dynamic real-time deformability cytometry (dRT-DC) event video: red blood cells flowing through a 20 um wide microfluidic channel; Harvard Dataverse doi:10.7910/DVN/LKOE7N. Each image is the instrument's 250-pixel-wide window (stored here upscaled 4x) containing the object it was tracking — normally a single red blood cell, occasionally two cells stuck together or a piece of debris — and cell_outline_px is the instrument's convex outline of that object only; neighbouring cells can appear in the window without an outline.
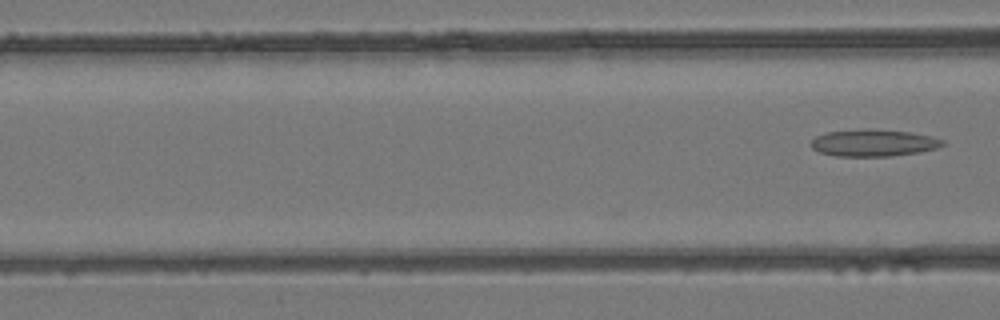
{"species": "common noctule bat (a hibernating species)", "species_latin": "Nyctalus noctula", "temperature_condition": "room temperature", "stored_images_in_passage": 3, "camera_frame_rate_fps": 3000, "um_per_image_px": 0.085, "animal": {"sex": "female", "body_mass_g": 24.6, "forearm_length_mm": 56.2}, "frame": {"image": 1, "passage_image": 3, "time_ms": 0.667, "image_size_px": [1000, 320], "cell_outline_px": [[948, 144], [936, 148], [920, 152], [892, 156], [836, 156], [820, 152], [812, 148], [812, 140], [816, 136], [828, 132], [864, 128], [876, 128], [908, 132], [932, 136], [944, 140]], "centroid_in_image_um": [74.3, 12.13], "position_along_channel_um": 92.3, "area_um2": 20.87}}